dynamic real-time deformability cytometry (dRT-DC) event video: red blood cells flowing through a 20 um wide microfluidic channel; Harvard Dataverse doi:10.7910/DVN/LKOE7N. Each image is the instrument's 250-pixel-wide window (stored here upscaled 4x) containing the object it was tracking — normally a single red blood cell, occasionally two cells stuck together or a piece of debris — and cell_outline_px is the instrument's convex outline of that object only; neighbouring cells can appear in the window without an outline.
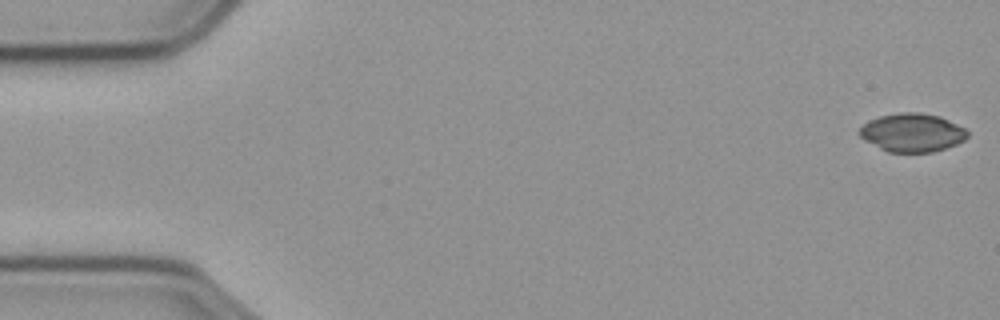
{"species": "common noctule bat (a hibernating species)", "species_latin": "Nyctalus noctula", "temperature_condition": "cold", "stored_images_in_passage": 57, "camera_frame_rate_fps": 3000, "um_per_image_px": 0.085, "animal": {"sex": "male", "body_mass_g": 23.1, "forearm_length_mm": 52.7}, "frame": {"image": 1, "passage_image": 1, "time_ms": 0.0, "image_size_px": [1000, 320], "cell_outline_px": [[968, 136], [964, 140], [956, 144], [932, 152], [888, 152], [864, 140], [856, 132], [868, 120], [880, 116], [900, 112], [920, 112], [940, 116], [964, 128], [968, 132]], "centroid_in_image_um": [77.51, 11.26], "position_along_channel_um": 7.5, "area_um2": 24.16}}
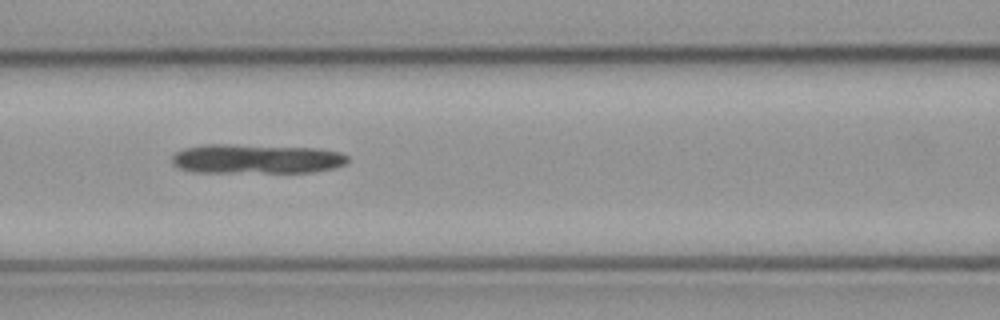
{"frame": {"image": 2, "passage_image": 24, "time_ms": 7.667, "image_size_px": [1000, 320], "cell_outline_px": [[348, 160], [344, 164], [336, 168], [312, 172], [192, 172], [180, 168], [172, 164], [172, 156], [176, 152], [184, 148], [200, 144], [228, 144], [320, 148], [340, 152], [348, 156]], "centroid_in_image_um": [21.78, 13.5], "position_along_channel_um": 144.8, "area_um2": 30.46}}
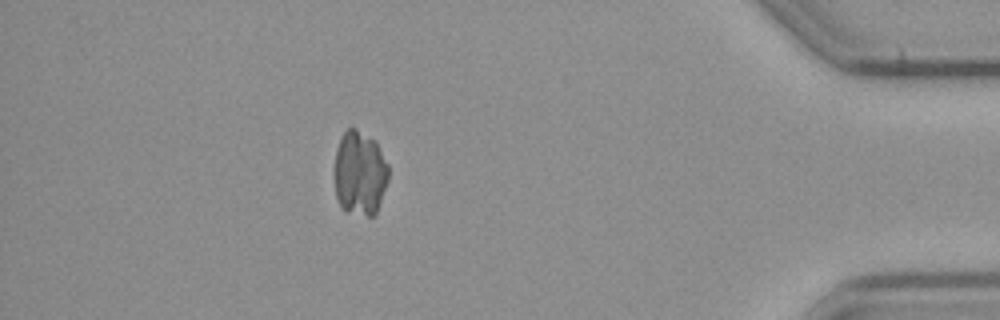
{"frame": {"image": 3, "passage_image": 50, "time_ms": 16.333, "image_size_px": [1000, 320], "cell_outline_px": [[388, 180], [376, 212], [372, 216], [368, 216], [344, 212], [340, 208], [336, 196], [336, 148], [340, 136], [348, 128], [356, 128], [372, 140], [376, 144], [388, 164]], "centroid_in_image_um": [30.57, 14.75], "position_along_channel_um": 404.6, "area_um2": 26.36}}